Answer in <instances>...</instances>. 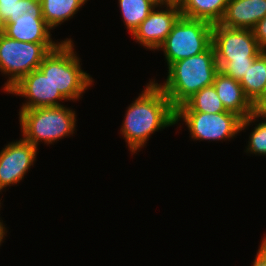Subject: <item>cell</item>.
Masks as SVG:
<instances>
[{"instance_id":"obj_21","label":"cell","mask_w":266,"mask_h":266,"mask_svg":"<svg viewBox=\"0 0 266 266\" xmlns=\"http://www.w3.org/2000/svg\"><path fill=\"white\" fill-rule=\"evenodd\" d=\"M255 124L253 131L250 133L247 152L266 156V119Z\"/></svg>"},{"instance_id":"obj_16","label":"cell","mask_w":266,"mask_h":266,"mask_svg":"<svg viewBox=\"0 0 266 266\" xmlns=\"http://www.w3.org/2000/svg\"><path fill=\"white\" fill-rule=\"evenodd\" d=\"M244 94L254 104L266 87V51H263L240 79Z\"/></svg>"},{"instance_id":"obj_14","label":"cell","mask_w":266,"mask_h":266,"mask_svg":"<svg viewBox=\"0 0 266 266\" xmlns=\"http://www.w3.org/2000/svg\"><path fill=\"white\" fill-rule=\"evenodd\" d=\"M51 28L44 19L16 20L2 26V32L17 41L31 43H55L51 38Z\"/></svg>"},{"instance_id":"obj_24","label":"cell","mask_w":266,"mask_h":266,"mask_svg":"<svg viewBox=\"0 0 266 266\" xmlns=\"http://www.w3.org/2000/svg\"><path fill=\"white\" fill-rule=\"evenodd\" d=\"M252 31L259 47L266 51V16L256 23Z\"/></svg>"},{"instance_id":"obj_8","label":"cell","mask_w":266,"mask_h":266,"mask_svg":"<svg viewBox=\"0 0 266 266\" xmlns=\"http://www.w3.org/2000/svg\"><path fill=\"white\" fill-rule=\"evenodd\" d=\"M212 46L217 62L254 61L263 50L251 29L229 28L213 24Z\"/></svg>"},{"instance_id":"obj_30","label":"cell","mask_w":266,"mask_h":266,"mask_svg":"<svg viewBox=\"0 0 266 266\" xmlns=\"http://www.w3.org/2000/svg\"><path fill=\"white\" fill-rule=\"evenodd\" d=\"M261 116L266 119V110L261 114Z\"/></svg>"},{"instance_id":"obj_11","label":"cell","mask_w":266,"mask_h":266,"mask_svg":"<svg viewBox=\"0 0 266 266\" xmlns=\"http://www.w3.org/2000/svg\"><path fill=\"white\" fill-rule=\"evenodd\" d=\"M165 7L166 10L160 11H155L154 7L132 34L135 40L147 49L158 50L181 16L178 4H168Z\"/></svg>"},{"instance_id":"obj_12","label":"cell","mask_w":266,"mask_h":266,"mask_svg":"<svg viewBox=\"0 0 266 266\" xmlns=\"http://www.w3.org/2000/svg\"><path fill=\"white\" fill-rule=\"evenodd\" d=\"M266 16V0H229L219 22L229 28L253 29Z\"/></svg>"},{"instance_id":"obj_19","label":"cell","mask_w":266,"mask_h":266,"mask_svg":"<svg viewBox=\"0 0 266 266\" xmlns=\"http://www.w3.org/2000/svg\"><path fill=\"white\" fill-rule=\"evenodd\" d=\"M121 9L124 25L131 32V35L139 27L150 12L154 5L147 0H118Z\"/></svg>"},{"instance_id":"obj_17","label":"cell","mask_w":266,"mask_h":266,"mask_svg":"<svg viewBox=\"0 0 266 266\" xmlns=\"http://www.w3.org/2000/svg\"><path fill=\"white\" fill-rule=\"evenodd\" d=\"M42 17L51 29L73 17L87 0H40Z\"/></svg>"},{"instance_id":"obj_27","label":"cell","mask_w":266,"mask_h":266,"mask_svg":"<svg viewBox=\"0 0 266 266\" xmlns=\"http://www.w3.org/2000/svg\"><path fill=\"white\" fill-rule=\"evenodd\" d=\"M150 3H152L156 8L162 7V5L165 7L166 5L170 4L167 0H147Z\"/></svg>"},{"instance_id":"obj_15","label":"cell","mask_w":266,"mask_h":266,"mask_svg":"<svg viewBox=\"0 0 266 266\" xmlns=\"http://www.w3.org/2000/svg\"><path fill=\"white\" fill-rule=\"evenodd\" d=\"M229 0H183L181 16L191 19H202L212 24L219 23L226 11Z\"/></svg>"},{"instance_id":"obj_5","label":"cell","mask_w":266,"mask_h":266,"mask_svg":"<svg viewBox=\"0 0 266 266\" xmlns=\"http://www.w3.org/2000/svg\"><path fill=\"white\" fill-rule=\"evenodd\" d=\"M22 42L0 35V71L9 76L4 84L8 91L23 76L38 69L44 58L61 43Z\"/></svg>"},{"instance_id":"obj_10","label":"cell","mask_w":266,"mask_h":266,"mask_svg":"<svg viewBox=\"0 0 266 266\" xmlns=\"http://www.w3.org/2000/svg\"><path fill=\"white\" fill-rule=\"evenodd\" d=\"M37 149L22 138L8 143L0 151V192L3 188L15 185L24 178L35 161Z\"/></svg>"},{"instance_id":"obj_31","label":"cell","mask_w":266,"mask_h":266,"mask_svg":"<svg viewBox=\"0 0 266 266\" xmlns=\"http://www.w3.org/2000/svg\"><path fill=\"white\" fill-rule=\"evenodd\" d=\"M2 34V25L0 24V35Z\"/></svg>"},{"instance_id":"obj_4","label":"cell","mask_w":266,"mask_h":266,"mask_svg":"<svg viewBox=\"0 0 266 266\" xmlns=\"http://www.w3.org/2000/svg\"><path fill=\"white\" fill-rule=\"evenodd\" d=\"M19 120L23 139L37 147L39 142L52 144L74 133L75 111L67 107H45L22 110Z\"/></svg>"},{"instance_id":"obj_1","label":"cell","mask_w":266,"mask_h":266,"mask_svg":"<svg viewBox=\"0 0 266 266\" xmlns=\"http://www.w3.org/2000/svg\"><path fill=\"white\" fill-rule=\"evenodd\" d=\"M174 124L176 109L154 79L129 105L120 132L134 154L145 146L151 134Z\"/></svg>"},{"instance_id":"obj_22","label":"cell","mask_w":266,"mask_h":266,"mask_svg":"<svg viewBox=\"0 0 266 266\" xmlns=\"http://www.w3.org/2000/svg\"><path fill=\"white\" fill-rule=\"evenodd\" d=\"M253 61H234L217 62L219 71L235 80L240 79L246 74Z\"/></svg>"},{"instance_id":"obj_2","label":"cell","mask_w":266,"mask_h":266,"mask_svg":"<svg viewBox=\"0 0 266 266\" xmlns=\"http://www.w3.org/2000/svg\"><path fill=\"white\" fill-rule=\"evenodd\" d=\"M219 67L211 45L201 54L172 63L163 85L158 84L177 109L202 88L213 85Z\"/></svg>"},{"instance_id":"obj_6","label":"cell","mask_w":266,"mask_h":266,"mask_svg":"<svg viewBox=\"0 0 266 266\" xmlns=\"http://www.w3.org/2000/svg\"><path fill=\"white\" fill-rule=\"evenodd\" d=\"M212 29L208 21L180 16L158 48L163 50L167 66L206 51L212 45Z\"/></svg>"},{"instance_id":"obj_7","label":"cell","mask_w":266,"mask_h":266,"mask_svg":"<svg viewBox=\"0 0 266 266\" xmlns=\"http://www.w3.org/2000/svg\"><path fill=\"white\" fill-rule=\"evenodd\" d=\"M261 115L255 112L248 118L241 119L232 112L203 113L196 111H176V124L182 118L186 123L191 138L195 140H227L254 123Z\"/></svg>"},{"instance_id":"obj_18","label":"cell","mask_w":266,"mask_h":266,"mask_svg":"<svg viewBox=\"0 0 266 266\" xmlns=\"http://www.w3.org/2000/svg\"><path fill=\"white\" fill-rule=\"evenodd\" d=\"M176 111H196L209 114L227 112L213 85L202 88L180 105Z\"/></svg>"},{"instance_id":"obj_9","label":"cell","mask_w":266,"mask_h":266,"mask_svg":"<svg viewBox=\"0 0 266 266\" xmlns=\"http://www.w3.org/2000/svg\"><path fill=\"white\" fill-rule=\"evenodd\" d=\"M7 92L28 98L20 111L33 108L59 107L63 105L58 101L66 100L59 90L55 89L49 78L39 69L23 76Z\"/></svg>"},{"instance_id":"obj_25","label":"cell","mask_w":266,"mask_h":266,"mask_svg":"<svg viewBox=\"0 0 266 266\" xmlns=\"http://www.w3.org/2000/svg\"><path fill=\"white\" fill-rule=\"evenodd\" d=\"M259 248L253 266H266V236L263 238Z\"/></svg>"},{"instance_id":"obj_29","label":"cell","mask_w":266,"mask_h":266,"mask_svg":"<svg viewBox=\"0 0 266 266\" xmlns=\"http://www.w3.org/2000/svg\"><path fill=\"white\" fill-rule=\"evenodd\" d=\"M170 4H178L180 5L183 0H167Z\"/></svg>"},{"instance_id":"obj_13","label":"cell","mask_w":266,"mask_h":266,"mask_svg":"<svg viewBox=\"0 0 266 266\" xmlns=\"http://www.w3.org/2000/svg\"><path fill=\"white\" fill-rule=\"evenodd\" d=\"M213 86L226 111L235 113L241 119L248 118L254 113V106L244 94L238 80L222 74H216Z\"/></svg>"},{"instance_id":"obj_28","label":"cell","mask_w":266,"mask_h":266,"mask_svg":"<svg viewBox=\"0 0 266 266\" xmlns=\"http://www.w3.org/2000/svg\"><path fill=\"white\" fill-rule=\"evenodd\" d=\"M5 226L3 225V222H0V245L3 242L4 236L6 235L7 231Z\"/></svg>"},{"instance_id":"obj_3","label":"cell","mask_w":266,"mask_h":266,"mask_svg":"<svg viewBox=\"0 0 266 266\" xmlns=\"http://www.w3.org/2000/svg\"><path fill=\"white\" fill-rule=\"evenodd\" d=\"M71 39L51 51L38 69L49 78L55 89L67 100H76L92 85V77L81 69Z\"/></svg>"},{"instance_id":"obj_20","label":"cell","mask_w":266,"mask_h":266,"mask_svg":"<svg viewBox=\"0 0 266 266\" xmlns=\"http://www.w3.org/2000/svg\"><path fill=\"white\" fill-rule=\"evenodd\" d=\"M44 19L40 0H20L14 8V17H10L5 24H10L16 20Z\"/></svg>"},{"instance_id":"obj_26","label":"cell","mask_w":266,"mask_h":266,"mask_svg":"<svg viewBox=\"0 0 266 266\" xmlns=\"http://www.w3.org/2000/svg\"><path fill=\"white\" fill-rule=\"evenodd\" d=\"M254 112L261 115L266 110V87L262 96L253 104Z\"/></svg>"},{"instance_id":"obj_23","label":"cell","mask_w":266,"mask_h":266,"mask_svg":"<svg viewBox=\"0 0 266 266\" xmlns=\"http://www.w3.org/2000/svg\"><path fill=\"white\" fill-rule=\"evenodd\" d=\"M20 0H0V24L3 26L10 17H14V8Z\"/></svg>"}]
</instances>
